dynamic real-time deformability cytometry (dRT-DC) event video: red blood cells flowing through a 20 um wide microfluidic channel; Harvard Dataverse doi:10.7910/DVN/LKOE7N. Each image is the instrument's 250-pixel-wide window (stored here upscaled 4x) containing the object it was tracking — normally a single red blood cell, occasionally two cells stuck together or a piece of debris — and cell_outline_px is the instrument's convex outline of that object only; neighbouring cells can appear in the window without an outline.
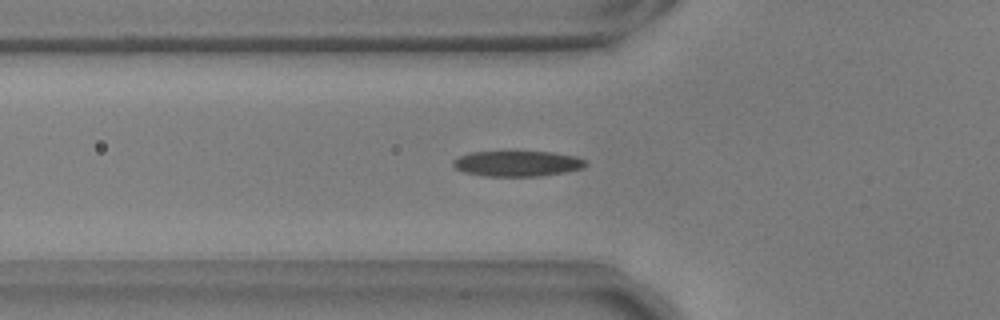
{"species": "common noctule bat (a hibernating species)", "species_latin": "Nyctalus noctula", "temperature_condition": "warm", "stored_images_in_passage": 28, "camera_frame_rate_fps": 3000, "um_per_image_px": 0.085, "animal": {"sex": "male", "body_mass_g": 17.9, "forearm_length_mm": 54.2}, "frame": {"image": 1, "passage_image": 3, "time_ms": 0.667, "image_size_px": [1000, 320], "cell_outline_px": [[588, 164], [584, 168], [564, 172], [540, 176], [484, 176], [464, 172], [456, 168], [452, 164], [452, 160], [468, 152], [512, 148], [516, 148], [552, 152], [576, 156], [584, 160]], "centroid_in_image_um": [43.94, 13.84], "position_along_channel_um": 81.9, "area_um2": 20.98}}
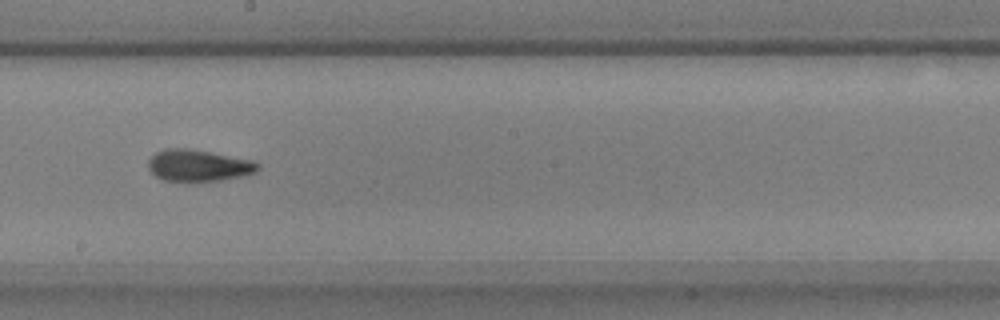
{"frame": {"image": 2, "passage_image": 15, "time_ms": 4.667, "image_size_px": [1000, 320], "cell_outline_px": [[260, 168], [256, 172], [240, 176], [220, 180], [164, 180], [156, 176], [148, 168], [148, 160], [156, 152], [168, 148], [188, 148], [252, 160], [260, 164]], "centroid_in_image_um": [16.87, 14.05], "position_along_channel_um": 231.3, "area_um2": 19.83}}
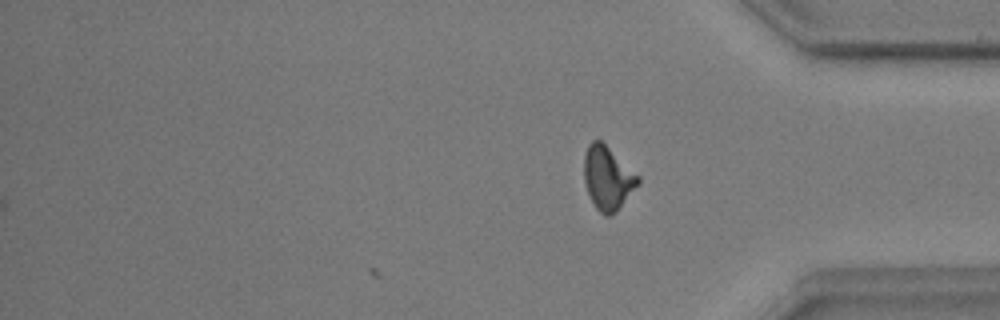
{"frame": {"image": 3, "passage_image": 28, "time_ms": 9.0, "image_size_px": [1000, 320], "cell_outline_px": [[640, 184], [616, 212], [612, 216], [604, 216], [596, 208], [588, 192], [584, 180], [584, 156], [588, 144], [592, 140], [600, 140], [640, 176]], "centroid_in_image_um": [51.67, 15.15], "position_along_channel_um": 383.5, "area_um2": 20.0}, "authors_computed_cell_mechanics": {"area_um2": 19.7387, "velocity_mm_per_s": 3.7149, "shape_relaxation_time_tau1_ms": 3.8561, "shape_relaxation_time_tau2_ms": 1.3746, "deformation_change_tau1": 0.1629, "deformation_change_tau2": 0.0827}}